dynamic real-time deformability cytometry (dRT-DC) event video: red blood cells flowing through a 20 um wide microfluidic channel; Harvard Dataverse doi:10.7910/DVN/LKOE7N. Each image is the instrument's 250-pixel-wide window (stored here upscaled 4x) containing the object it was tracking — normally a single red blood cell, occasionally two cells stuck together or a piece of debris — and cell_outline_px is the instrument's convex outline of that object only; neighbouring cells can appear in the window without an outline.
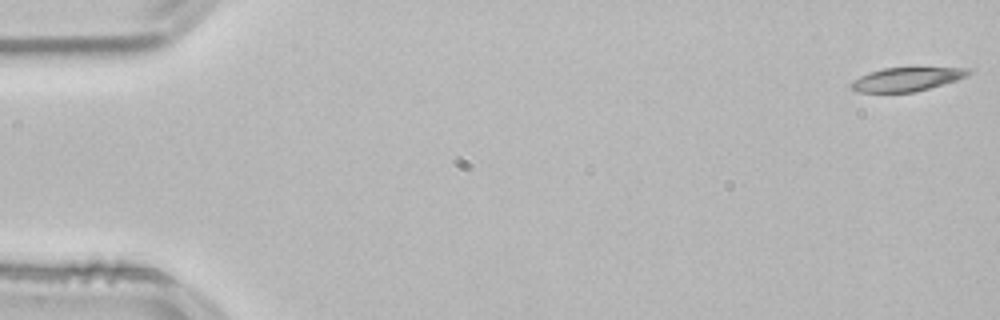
{"species": "common noctule bat (a hibernating species)", "species_latin": "Nyctalus noctula", "temperature_condition": "room temperature", "stored_images_in_passage": 53, "camera_frame_rate_fps": 3000, "um_per_image_px": 0.085, "animal": {"sex": "male", "body_mass_g": 21.5, "forearm_length_mm": 52.0}, "frame": {"image": 1, "passage_image": 1, "time_ms": 0.0, "image_size_px": [1000, 320], "cell_outline_px": [[972, 72], [968, 76], [956, 80], [928, 88], [912, 92], [860, 92], [852, 88], [852, 84], [860, 76], [868, 72], [884, 68], [968, 68]], "centroid_in_image_um": [77.1, 6.73], "position_along_channel_um": 7.9, "area_um2": 15.78}}
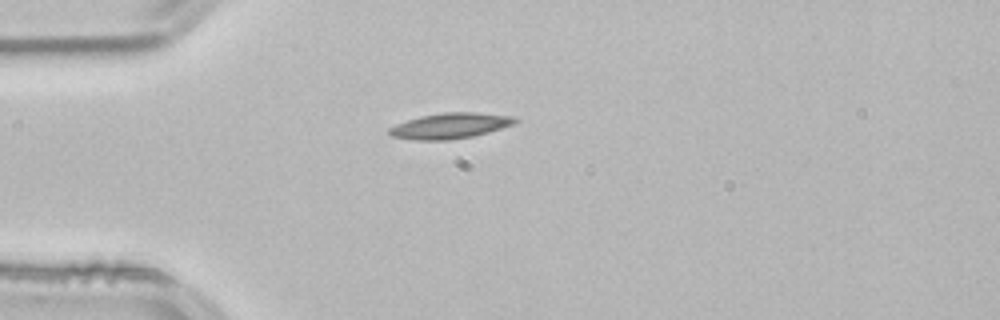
{"frame": {"image": 2, "passage_image": 14, "time_ms": 4.333, "image_size_px": [1000, 320], "cell_outline_px": [[520, 120], [516, 124], [488, 132], [472, 136], [448, 140], [416, 140], [392, 136], [388, 132], [388, 128], [396, 124], [420, 116], [444, 112], [472, 112], [512, 116]], "centroid_in_image_um": [38.28, 10.69], "position_along_channel_um": 46.7, "area_um2": 18.73}}
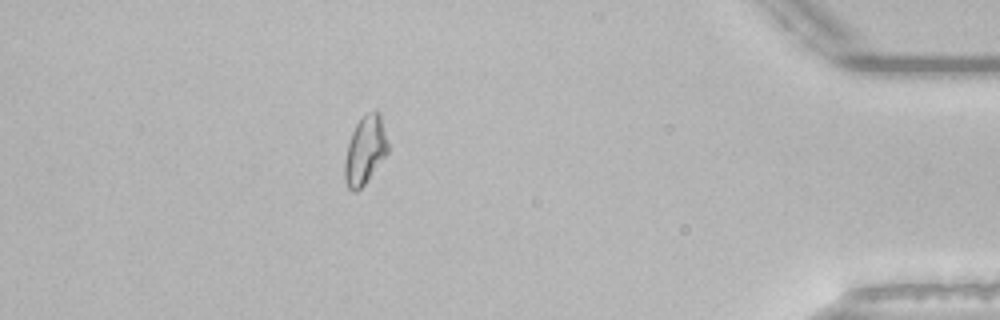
{"frame": {"image": 3, "passage_image": 47, "time_ms": 15.333, "image_size_px": [1000, 320], "cell_outline_px": [[388, 152], [364, 184], [356, 192], [352, 192], [348, 188], [344, 180], [344, 160], [348, 144], [352, 132], [360, 116], [368, 112], [380, 112], [388, 144]], "centroid_in_image_um": [31.01, 12.77], "position_along_channel_um": 404.2, "area_um2": 17.11}, "authors_computed_cell_mechanics": {"area_um2": 16.9354, "velocity_mm_per_s": 3.8235, "shape_relaxation_time_tau1_ms": 4.9752, "shape_relaxation_time_tau2_ms": null, "deformation_change_tau1": 0.1293, "deformation_change_tau2": null}}